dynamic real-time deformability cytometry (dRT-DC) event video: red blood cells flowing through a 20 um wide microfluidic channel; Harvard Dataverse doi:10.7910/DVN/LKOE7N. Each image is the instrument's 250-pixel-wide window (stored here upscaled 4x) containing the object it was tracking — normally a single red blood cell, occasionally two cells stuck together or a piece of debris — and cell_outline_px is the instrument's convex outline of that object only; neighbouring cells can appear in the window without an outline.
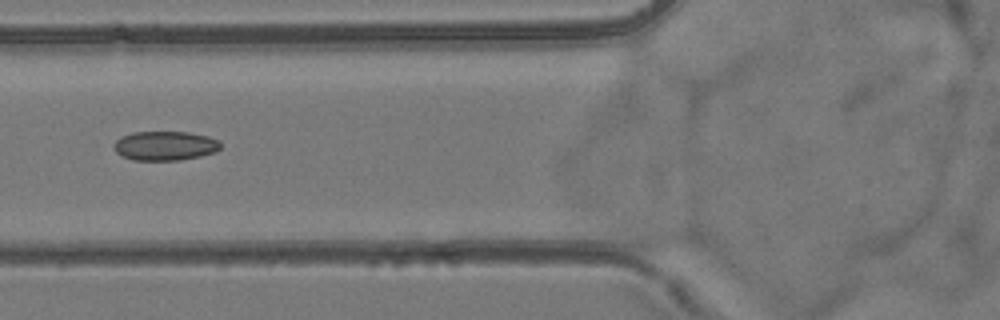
{"species": "common noctule bat (a hibernating species)", "species_latin": "Nyctalus noctula", "temperature_condition": "room temperature", "stored_images_in_passage": 38, "camera_frame_rate_fps": 3000, "um_per_image_px": 0.085, "animal": {"sex": "female", "body_mass_g": 24.6, "forearm_length_mm": 56.2}, "frame": {"image": 1, "passage_image": 5, "time_ms": 1.333, "image_size_px": [1000, 320], "cell_outline_px": [[220, 148], [216, 152], [200, 156], [180, 160], [132, 160], [120, 156], [116, 152], [112, 144], [116, 140], [132, 132], [188, 132], [208, 136], [220, 140]], "centroid_in_image_um": [14.02, 12.39], "position_along_channel_um": 111.8, "area_um2": 18.32}}
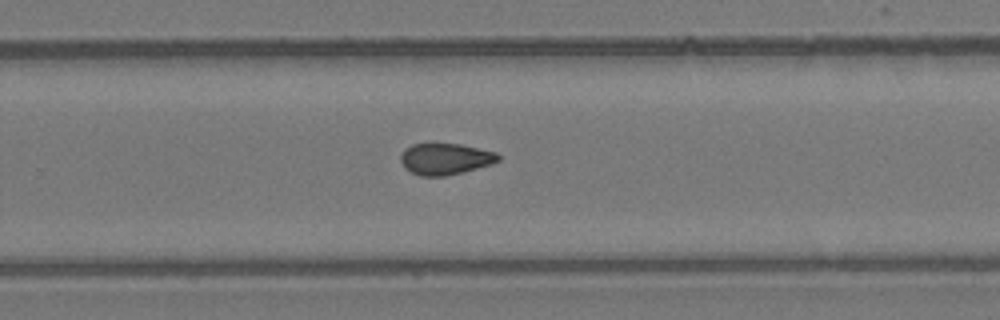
{"frame": {"image": 2, "passage_image": 19, "time_ms": 6.0, "image_size_px": [1000, 320], "cell_outline_px": [[500, 160], [492, 164], [464, 172], [444, 176], [420, 176], [404, 168], [400, 160], [400, 156], [404, 148], [412, 144], [436, 140], [460, 144], [496, 152], [500, 156]], "centroid_in_image_um": [37.81, 13.46], "position_along_channel_um": 292.0, "area_um2": 18.61}}
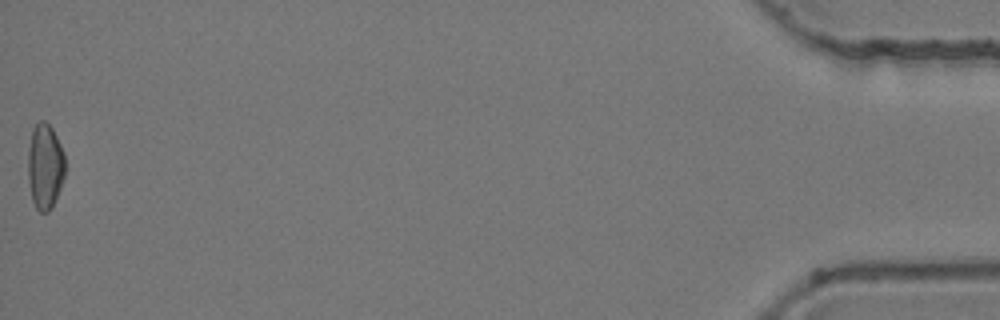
{"frame": {"image": 3, "passage_image": 38, "time_ms": 12.333, "image_size_px": [1000, 320], "cell_outline_px": [[64, 176], [60, 188], [52, 208], [48, 212], [40, 212], [36, 208], [32, 200], [28, 180], [28, 148], [32, 128], [40, 120], [44, 120], [52, 128], [64, 152]], "centroid_in_image_um": [3.81, 14.13], "position_along_channel_um": 431.4, "area_um2": 18.55}, "authors_computed_cell_mechanics": {"area_um2": 18.2359, "velocity_mm_per_s": 3.8652, "shape_relaxation_time_tau1_ms": null, "shape_relaxation_time_tau2_ms": 3.7136, "deformation_change_tau1": null, "deformation_change_tau2": 0.0876}}